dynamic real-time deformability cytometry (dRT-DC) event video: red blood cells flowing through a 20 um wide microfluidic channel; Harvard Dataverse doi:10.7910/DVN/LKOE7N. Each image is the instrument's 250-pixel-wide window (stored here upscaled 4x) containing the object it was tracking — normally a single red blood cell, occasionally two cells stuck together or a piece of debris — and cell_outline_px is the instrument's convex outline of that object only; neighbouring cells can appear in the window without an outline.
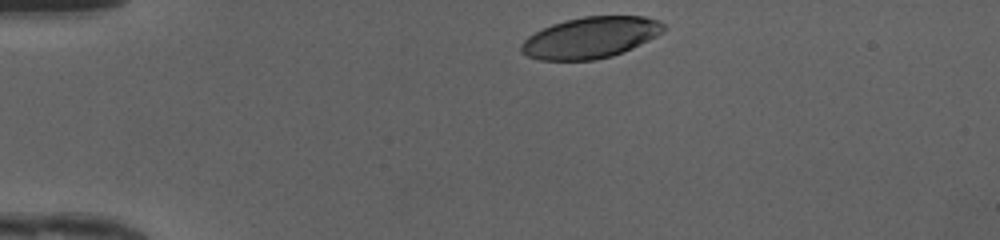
{"species": "human", "species_latin": "Homo sapiens", "temperature_condition": "cold", "stored_images_in_passage": 32, "camera_frame_rate_fps": 3000, "um_per_image_px": 0.085, "donor": {"sex": "female"}, "frame": {"image": 1, "passage_image": 1, "time_ms": 0.0, "image_size_px": [1000, 240], "cell_outline_px": [[668, 28], [664, 32], [632, 48], [612, 56], [596, 60], [540, 60], [528, 56], [520, 52], [520, 44], [528, 36], [552, 24], [564, 20], [584, 16], [644, 16], [660, 20]], "centroid_in_image_um": [50.21, 3.19], "position_along_channel_um": 34.8, "area_um2": 34.33}}
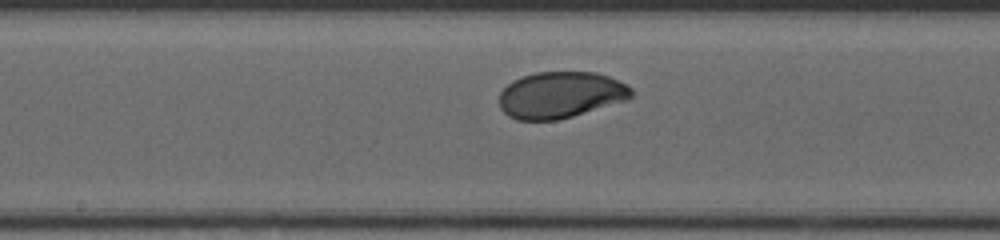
{"frame": {"image": 2, "passage_image": 17, "time_ms": 5.333, "image_size_px": [1000, 240], "cell_outline_px": [[632, 96], [628, 100], [572, 116], [556, 120], [516, 120], [508, 116], [500, 108], [500, 92], [512, 80], [536, 72], [596, 72], [608, 76], [628, 84], [632, 88]], "centroid_in_image_um": [47.66, 8.07], "position_along_channel_um": 200.5, "area_um2": 35.84}}
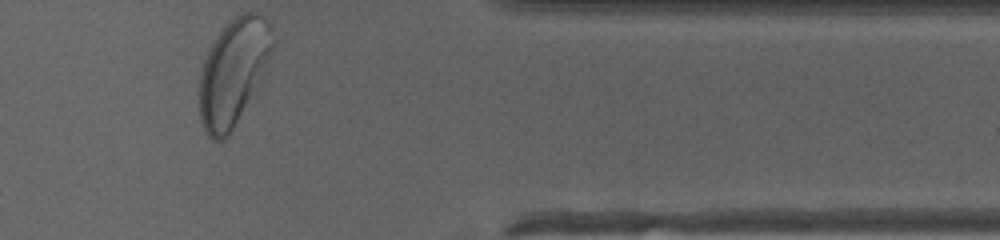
{"frame": {"image": 3, "passage_image": 32, "time_ms": 10.333, "image_size_px": [1000, 240], "cell_outline_px": [[276, 44], [272, 52], [228, 136], [224, 140], [212, 140], [208, 136], [200, 120], [200, 72], [204, 60], [216, 36], [240, 12], [260, 12], [264, 16], [272, 28], [276, 40]], "centroid_in_image_um": [19.83, 6.05], "position_along_channel_um": 391.6, "area_um2": 44.16}, "authors_computed_cell_mechanics": {"area_um2": 36.4718, "velocity_mm_per_s": 4.1604, "shape_relaxation_time_tau1_ms": 2.1066, "shape_relaxation_time_tau2_ms": null, "deformation_change_tau1": 0.1252, "deformation_change_tau2": null}}